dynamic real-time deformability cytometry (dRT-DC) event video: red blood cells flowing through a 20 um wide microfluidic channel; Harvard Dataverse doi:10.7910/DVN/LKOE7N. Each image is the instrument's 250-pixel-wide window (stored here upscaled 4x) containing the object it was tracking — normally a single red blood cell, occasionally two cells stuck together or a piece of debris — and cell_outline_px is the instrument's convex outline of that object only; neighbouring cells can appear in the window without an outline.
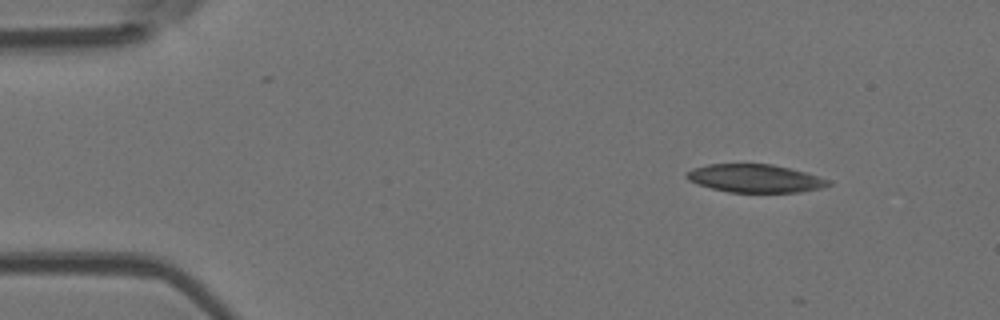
{"species": "Egyptian fruit bat (a non-hibernating species)", "species_latin": "Rousettus aegyptiacus", "temperature_condition": "room temperature", "stored_images_in_passage": 4, "camera_frame_rate_fps": 3000, "um_per_image_px": 0.085, "animal": {"sex": "female"}, "frame": {"image": 1, "passage_image": 1, "time_ms": 0.0, "image_size_px": [1000, 320], "cell_outline_px": [[832, 184], [820, 188], [800, 192], [728, 192], [712, 188], [688, 180], [684, 176], [692, 168], [708, 164], [772, 164], [792, 168], [832, 180]], "centroid_in_image_um": [64.22, 15.16], "position_along_channel_um": 20.8, "area_um2": 23.24}}